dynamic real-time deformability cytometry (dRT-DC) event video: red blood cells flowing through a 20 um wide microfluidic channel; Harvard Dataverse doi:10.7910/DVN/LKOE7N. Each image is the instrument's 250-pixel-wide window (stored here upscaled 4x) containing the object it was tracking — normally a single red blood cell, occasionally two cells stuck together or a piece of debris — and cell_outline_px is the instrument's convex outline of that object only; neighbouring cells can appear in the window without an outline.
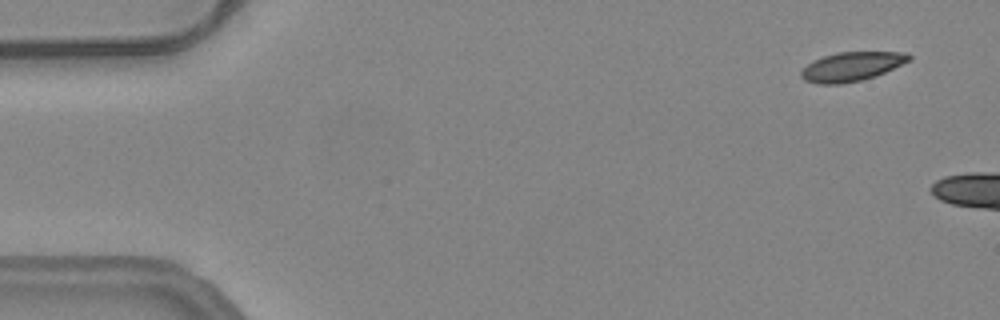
{"species": "common noctule bat (a hibernating species)", "species_latin": "Nyctalus noctula", "temperature_condition": "warm", "stored_images_in_passage": 9, "camera_frame_rate_fps": 3000, "um_per_image_px": 0.085, "animal": {"sex": "female", "body_mass_g": 24.6, "forearm_length_mm": 56.2}, "frame": {"image": 1, "passage_image": 4, "time_ms": 1.0, "image_size_px": [1000, 320], "cell_outline_px": [[912, 60], [876, 76], [864, 80], [840, 84], [816, 84], [804, 80], [800, 76], [800, 72], [812, 60], [836, 52], [908, 52], [912, 56]], "centroid_in_image_um": [72.41, 5.66], "position_along_channel_um": 12.6, "area_um2": 18.55}}